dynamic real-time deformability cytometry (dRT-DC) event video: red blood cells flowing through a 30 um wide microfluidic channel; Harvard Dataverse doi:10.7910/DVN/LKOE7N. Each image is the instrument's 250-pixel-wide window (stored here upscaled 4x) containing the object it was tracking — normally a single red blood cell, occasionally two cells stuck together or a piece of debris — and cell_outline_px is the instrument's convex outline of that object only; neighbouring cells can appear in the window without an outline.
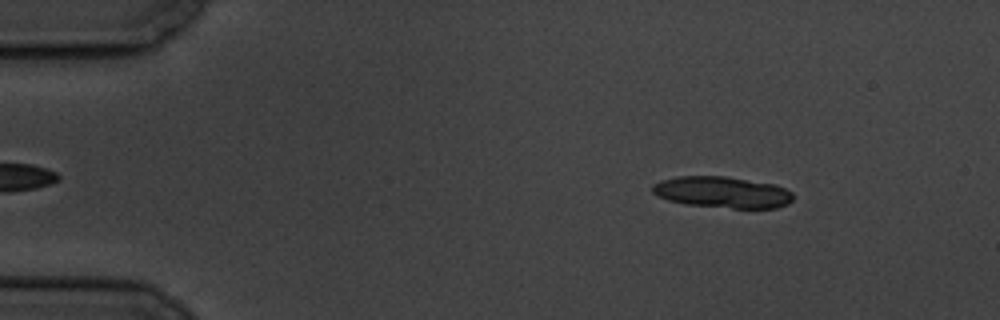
{"species": "common noctule bat (a hibernating species)", "species_latin": "Nyctalus noctula", "temperature_condition": "cold", "stored_images_in_passage": 4, "camera_frame_rate_fps": 3000, "um_per_image_px": 0.085, "animal": {"sex": "male", "body_mass_g": 19.5, "forearm_length_mm": 54.6}, "frame": {"image": 1, "passage_image": 2, "time_ms": 1.333, "image_size_px": [1000, 320], "cell_outline_px": [[792, 200], [788, 204], [776, 208], [732, 208], [684, 204], [668, 200], [656, 196], [652, 192], [652, 184], [660, 180], [676, 176], [724, 176], [776, 184], [792, 192]], "centroid_in_image_um": [61.37, 16.33], "position_along_channel_um": 23.6, "area_um2": 25.89}}